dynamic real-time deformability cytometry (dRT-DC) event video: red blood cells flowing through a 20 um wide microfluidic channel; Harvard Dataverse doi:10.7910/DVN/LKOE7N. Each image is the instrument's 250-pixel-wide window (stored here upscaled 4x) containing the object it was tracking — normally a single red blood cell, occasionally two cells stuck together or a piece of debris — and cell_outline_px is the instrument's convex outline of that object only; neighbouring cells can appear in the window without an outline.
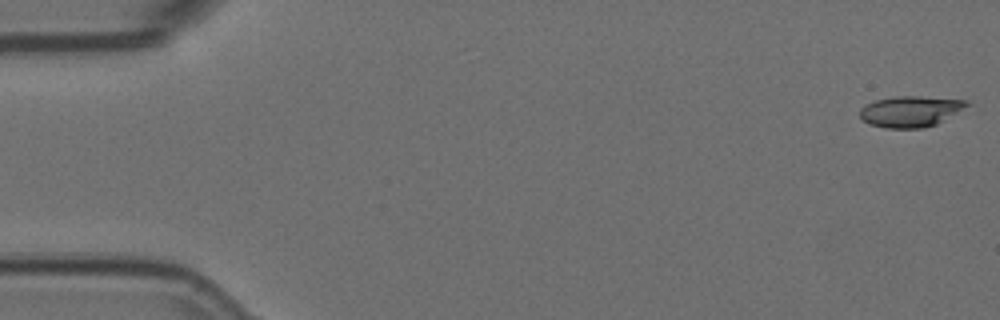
{"species": "Egyptian fruit bat (a non-hibernating species)", "species_latin": "Rousettus aegyptiacus", "temperature_condition": "room temperature", "stored_images_in_passage": 2, "camera_frame_rate_fps": 3000, "um_per_image_px": 0.085, "animal": {"sex": "female"}, "frame": {"image": 1, "passage_image": 1, "time_ms": 0.0, "image_size_px": [1000, 320], "cell_outline_px": [[972, 104], [936, 124], [924, 128], [884, 128], [868, 124], [860, 120], [860, 108], [876, 100], [896, 96], [920, 96], [968, 100]], "centroid_in_image_um": [77.39, 9.47], "position_along_channel_um": 7.6, "area_um2": 19.42}}